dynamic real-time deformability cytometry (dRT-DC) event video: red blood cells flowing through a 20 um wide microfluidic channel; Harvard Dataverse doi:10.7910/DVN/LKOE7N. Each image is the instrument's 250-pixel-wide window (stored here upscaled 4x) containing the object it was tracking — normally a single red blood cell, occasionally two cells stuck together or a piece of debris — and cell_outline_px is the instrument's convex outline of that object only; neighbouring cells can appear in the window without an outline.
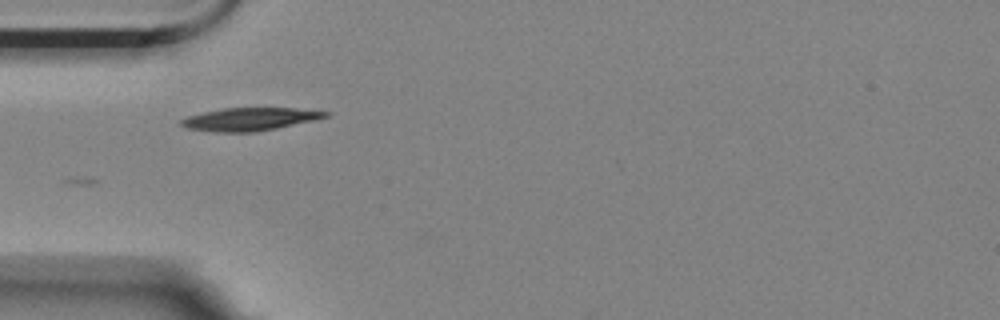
{"species": "Egyptian fruit bat (a non-hibernating species)", "species_latin": "Rousettus aegyptiacus", "temperature_condition": "room temperature", "stored_images_in_passage": 4, "camera_frame_rate_fps": 3000, "um_per_image_px": 0.085, "animal": {"sex": "female"}, "frame": {"image": 1, "passage_image": 1, "time_ms": 0.0, "image_size_px": [1000, 320], "cell_outline_px": [[332, 116], [316, 120], [256, 132], [212, 132], [184, 128], [180, 124], [180, 120], [188, 116], [220, 108], [296, 108], [332, 112]], "centroid_in_image_um": [21.26, 10.13], "position_along_channel_um": 63.7, "area_um2": 19.54}}
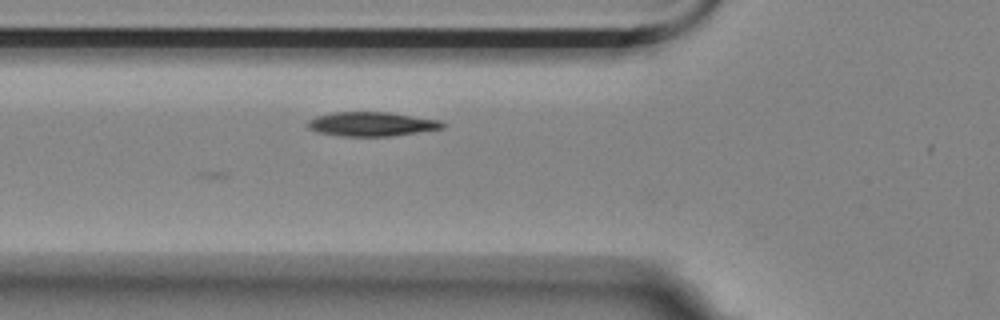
{"frame": {"image": 2, "passage_image": 4, "time_ms": 1.0, "image_size_px": [1000, 320], "cell_outline_px": [[448, 124], [444, 128], [392, 136], [340, 136], [316, 132], [308, 128], [308, 120], [316, 116], [332, 112], [392, 112], [440, 120]], "centroid_in_image_um": [31.61, 10.54], "position_along_channel_um": 94.2, "area_um2": 19.25}}